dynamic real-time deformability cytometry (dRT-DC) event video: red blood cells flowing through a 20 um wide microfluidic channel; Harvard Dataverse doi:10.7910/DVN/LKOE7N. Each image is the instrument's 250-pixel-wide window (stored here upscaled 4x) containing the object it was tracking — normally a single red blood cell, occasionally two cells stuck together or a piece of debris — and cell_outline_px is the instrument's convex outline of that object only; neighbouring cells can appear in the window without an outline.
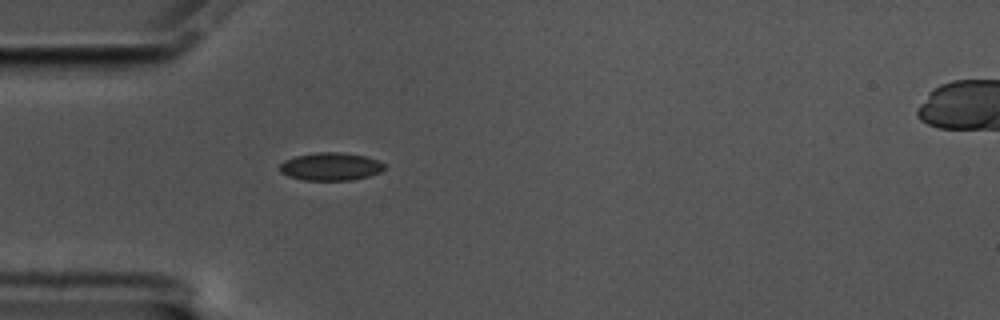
{"species": "common noctule bat (a hibernating species)", "species_latin": "Nyctalus noctula", "temperature_condition": "cold", "stored_images_in_passage": 36, "segment_of_instrument_passage": [1, 2], "camera_frame_rate_fps": 3000, "um_per_image_px": 0.085, "animal": {"sex": "male", "body_mass_g": 17.5, "forearm_length_mm": 52.3}, "frame": {"image": 1, "passage_image": 1, "time_ms": 0.0, "image_size_px": [1000, 320], "cell_outline_px": [[384, 168], [380, 172], [368, 176], [352, 180], [304, 180], [288, 176], [280, 172], [280, 164], [284, 160], [296, 156], [316, 152], [344, 152], [364, 156], [380, 160], [384, 164]], "centroid_in_image_um": [28.11, 14.15], "position_along_channel_um": 56.9, "area_um2": 17.05}}
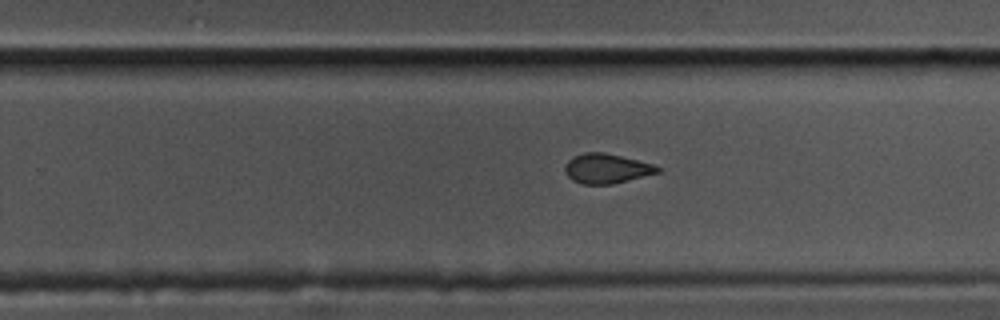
{"frame": {"image": 2, "passage_image": 21, "time_ms": 6.667, "image_size_px": [1000, 320], "cell_outline_px": [[660, 172], [612, 184], [584, 184], [572, 180], [564, 172], [564, 164], [572, 156], [584, 152], [604, 152], [652, 164], [660, 168]], "centroid_in_image_um": [51.5, 14.32], "position_along_channel_um": 278.3, "area_um2": 15.95}}
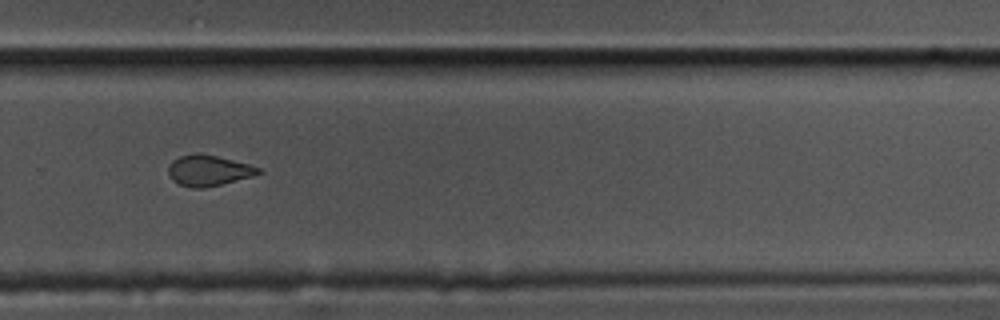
{"frame": {"image": 3, "passage_image": 24, "time_ms": 7.667, "image_size_px": [1000, 320], "cell_outline_px": [[264, 172], [256, 176], [204, 188], [192, 188], [180, 184], [172, 180], [168, 176], [168, 168], [172, 160], [180, 156], [196, 152], [200, 152], [248, 164], [260, 168]], "centroid_in_image_um": [17.73, 14.49], "position_along_channel_um": 312.1, "area_um2": 16.36}}